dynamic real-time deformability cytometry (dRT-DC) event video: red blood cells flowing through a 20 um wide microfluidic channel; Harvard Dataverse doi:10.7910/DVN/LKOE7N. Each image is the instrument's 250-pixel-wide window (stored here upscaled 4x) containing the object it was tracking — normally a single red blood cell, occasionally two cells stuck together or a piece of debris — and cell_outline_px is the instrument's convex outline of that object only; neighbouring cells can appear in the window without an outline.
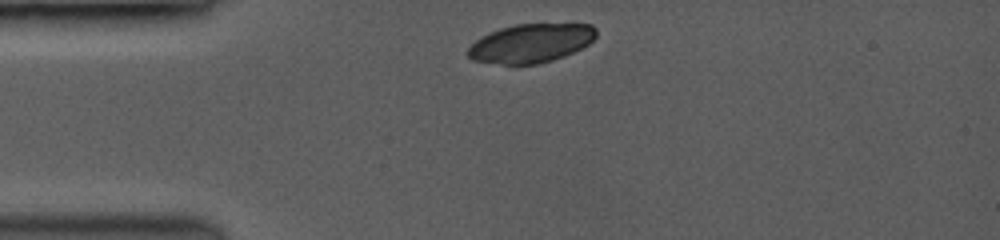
{"species": "common noctule bat (a hibernating species)", "species_latin": "Nyctalus noctula", "temperature_condition": "room temperature", "stored_images_in_passage": 2, "camera_frame_rate_fps": 3500, "um_per_image_px": 0.085, "animal": {"sex": "female", "body_mass_g": 19.0, "forearm_length_mm": 53.3}, "frame": {"image": 1, "passage_image": 1, "time_ms": 0.0, "image_size_px": [1000, 240], "cell_outline_px": [[596, 36], [588, 44], [572, 52], [552, 60], [536, 64], [504, 64], [472, 60], [468, 56], [468, 48], [480, 36], [488, 32], [500, 28], [516, 24], [592, 24], [596, 28]], "centroid_in_image_um": [45.11, 3.66], "position_along_channel_um": 39.9, "area_um2": 28.78}}